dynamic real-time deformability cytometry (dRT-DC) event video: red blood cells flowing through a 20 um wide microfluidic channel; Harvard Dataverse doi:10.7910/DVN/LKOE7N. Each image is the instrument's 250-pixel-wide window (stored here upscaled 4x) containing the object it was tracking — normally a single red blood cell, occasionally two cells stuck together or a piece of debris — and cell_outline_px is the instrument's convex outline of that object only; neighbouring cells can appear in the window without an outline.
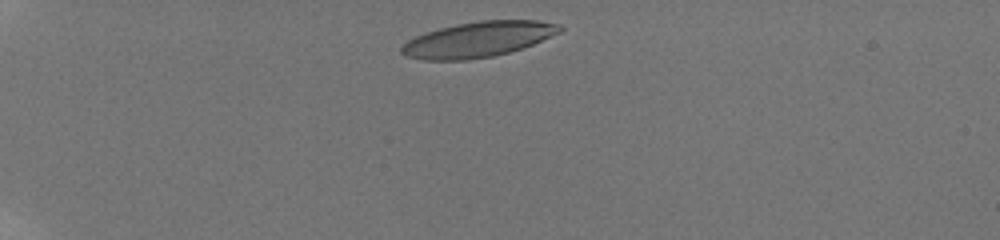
{"species": "human", "species_latin": "Homo sapiens", "temperature_condition": "room temperature", "stored_images_in_passage": 42, "camera_frame_rate_fps": 3000, "um_per_image_px": 0.085, "donor": {"sex": "male"}, "frame": {"image": 1, "passage_image": 2, "time_ms": 0.333, "image_size_px": [1000, 240], "cell_outline_px": [[564, 28], [560, 32], [532, 44], [508, 52], [492, 56], [464, 60], [424, 60], [404, 56], [400, 52], [400, 48], [408, 40], [416, 36], [440, 28], [456, 24], [480, 20], [536, 20], [560, 24]], "centroid_in_image_um": [40.62, 3.35], "position_along_channel_um": 44.4, "area_um2": 32.37}}
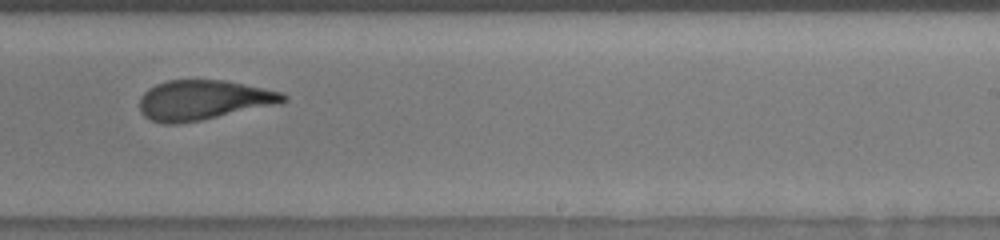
{"frame": {"image": 2, "passage_image": 25, "time_ms": 8.0, "image_size_px": [1000, 240], "cell_outline_px": [[288, 100], [272, 104], [200, 120], [176, 124], [164, 124], [152, 120], [144, 116], [140, 112], [140, 96], [148, 88], [156, 84], [168, 80], [224, 80], [284, 92], [288, 96]], "centroid_in_image_um": [17.22, 8.49], "position_along_channel_um": 271.8, "area_um2": 32.89}}
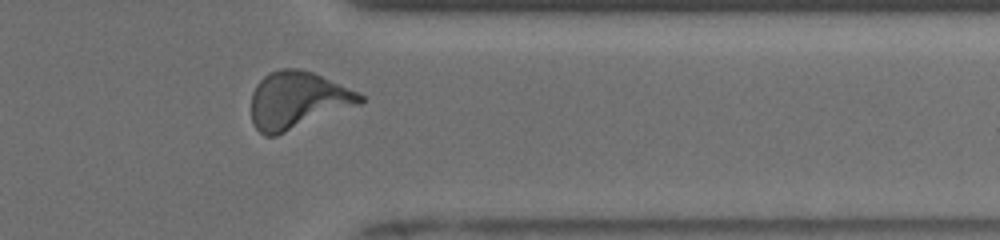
{"frame": {"image": 3, "passage_image": 34, "time_ms": 11.0, "image_size_px": [1000, 240], "cell_outline_px": [[364, 100], [360, 104], [276, 136], [264, 136], [252, 124], [252, 92], [256, 84], [268, 72], [280, 68], [296, 68], [312, 72], [356, 92], [364, 96]], "centroid_in_image_um": [25.24, 8.53], "position_along_channel_um": 386.2, "area_um2": 36.01}, "authors_computed_cell_mechanics": {"area_um2": 33.3506, "velocity_mm_per_s": 3.8465, "shape_relaxation_time_tau1_ms": 5.2199, "shape_relaxation_time_tau2_ms": 1.5104, "deformation_change_tau1": 0.194, "deformation_change_tau2": 0.1047}}